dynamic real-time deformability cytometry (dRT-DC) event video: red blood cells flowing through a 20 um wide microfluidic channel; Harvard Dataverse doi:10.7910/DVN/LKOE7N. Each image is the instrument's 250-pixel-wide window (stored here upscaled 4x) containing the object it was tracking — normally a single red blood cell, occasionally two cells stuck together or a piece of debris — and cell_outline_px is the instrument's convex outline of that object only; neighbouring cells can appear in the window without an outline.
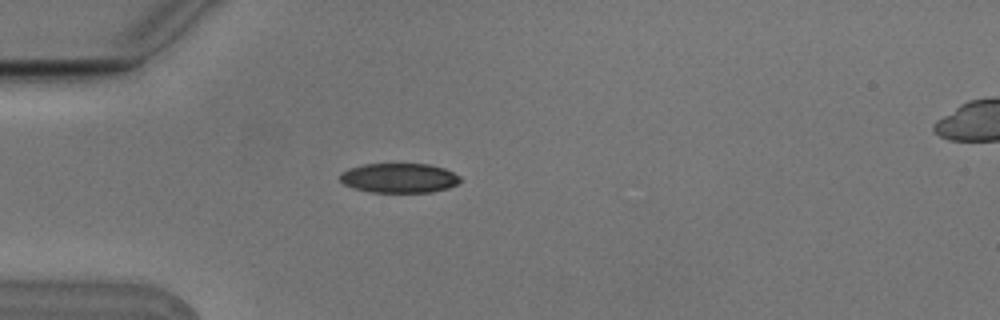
{"species": "Egyptian fruit bat (a non-hibernating species)", "species_latin": "Rousettus aegyptiacus", "temperature_condition": "cold", "stored_images_in_passage": 3, "segment_of_instrument_passage": [1, 2], "camera_frame_rate_fps": 3000, "um_per_image_px": 0.085, "animal": {"sex": "male"}, "frame": {"image": 1, "passage_image": 2, "time_ms": 0.333, "image_size_px": [1000, 320], "cell_outline_px": [[460, 180], [456, 184], [448, 188], [432, 192], [372, 192], [352, 188], [344, 184], [340, 180], [340, 172], [348, 168], [364, 164], [428, 164], [444, 168], [460, 176]], "centroid_in_image_um": [33.89, 15.13], "position_along_channel_um": 51.1, "area_um2": 20.75}}